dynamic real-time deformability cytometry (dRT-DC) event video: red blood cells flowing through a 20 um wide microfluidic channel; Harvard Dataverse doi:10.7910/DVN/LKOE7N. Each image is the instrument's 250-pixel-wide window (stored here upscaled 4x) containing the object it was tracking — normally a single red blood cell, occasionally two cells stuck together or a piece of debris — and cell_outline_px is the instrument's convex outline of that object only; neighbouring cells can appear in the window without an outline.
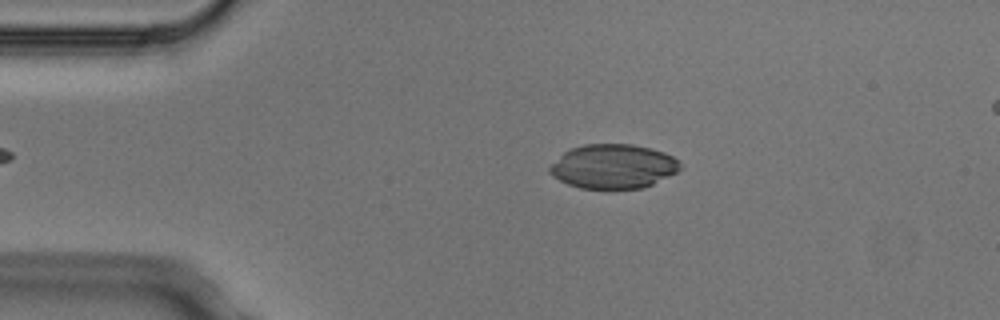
{"species": "Egyptian fruit bat (a non-hibernating species)", "species_latin": "Rousettus aegyptiacus", "temperature_condition": "cold", "stored_images_in_passage": 2, "camera_frame_rate_fps": 3000, "um_per_image_px": 0.085, "animal": {"sex": "male"}, "frame": {"image": 1, "passage_image": 1, "time_ms": 0.0, "image_size_px": [1000, 320], "cell_outline_px": [[680, 168], [676, 172], [644, 188], [580, 188], [568, 184], [552, 176], [548, 172], [548, 168], [564, 152], [572, 148], [584, 144], [632, 144], [664, 152], [672, 156], [680, 164]], "centroid_in_image_um": [52.1, 14.14], "position_along_channel_um": 32.9, "area_um2": 33.29}}